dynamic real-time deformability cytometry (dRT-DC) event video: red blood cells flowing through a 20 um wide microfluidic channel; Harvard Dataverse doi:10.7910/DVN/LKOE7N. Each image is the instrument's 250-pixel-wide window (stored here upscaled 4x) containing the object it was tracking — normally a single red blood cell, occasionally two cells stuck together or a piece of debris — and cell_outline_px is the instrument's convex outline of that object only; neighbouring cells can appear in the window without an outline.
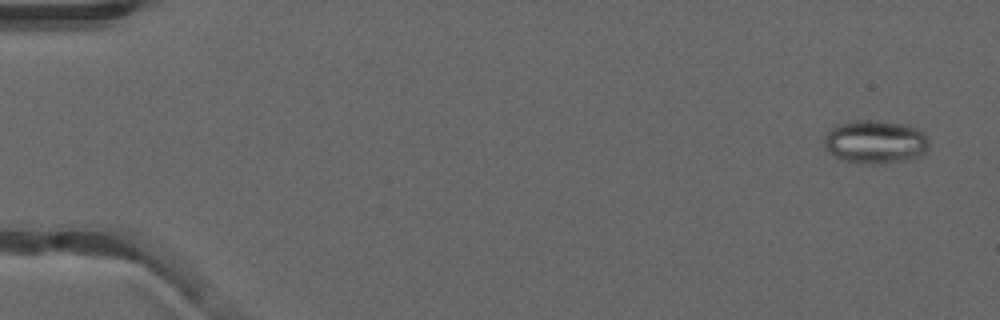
{"species": "common noctule bat (a hibernating species)", "species_latin": "Nyctalus noctula", "temperature_condition": "warm", "stored_images_in_passage": 18, "camera_frame_rate_fps": 3000, "um_per_image_px": 0.085, "animal": {"sex": "male", "forearm_length_mm": 52.5}, "frame": {"image": 1, "passage_image": 3, "time_ms": 0.667, "image_size_px": [1000, 320], "cell_outline_px": [[928, 148], [920, 156], [908, 160], [876, 164], [868, 164], [844, 160], [828, 152], [824, 148], [824, 140], [828, 132], [836, 124], [852, 120], [880, 120], [904, 124], [916, 128], [928, 140]], "centroid_in_image_um": [74.37, 12.05], "position_along_channel_um": 10.6, "area_um2": 26.47}}
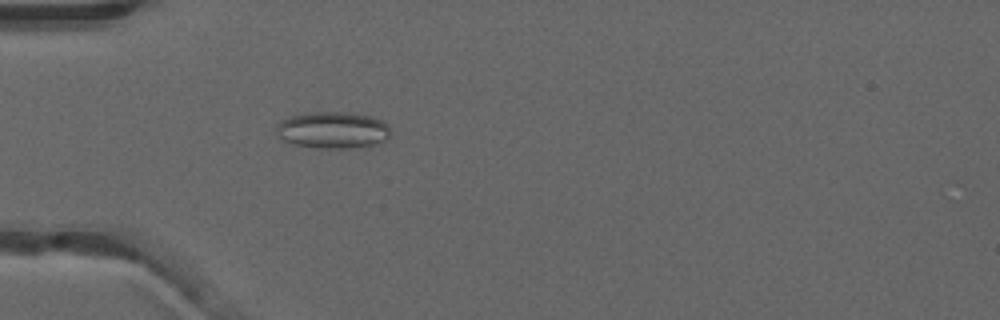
{"frame": {"image": 2, "passage_image": 17, "time_ms": 5.333, "image_size_px": [1000, 320], "cell_outline_px": [[392, 132], [384, 140], [376, 144], [352, 148], [316, 148], [292, 144], [284, 140], [276, 132], [276, 124], [288, 116], [304, 112], [348, 112], [372, 116], [388, 124]], "centroid_in_image_um": [28.27, 11.04], "position_along_channel_um": 56.7, "area_um2": 24.74}}